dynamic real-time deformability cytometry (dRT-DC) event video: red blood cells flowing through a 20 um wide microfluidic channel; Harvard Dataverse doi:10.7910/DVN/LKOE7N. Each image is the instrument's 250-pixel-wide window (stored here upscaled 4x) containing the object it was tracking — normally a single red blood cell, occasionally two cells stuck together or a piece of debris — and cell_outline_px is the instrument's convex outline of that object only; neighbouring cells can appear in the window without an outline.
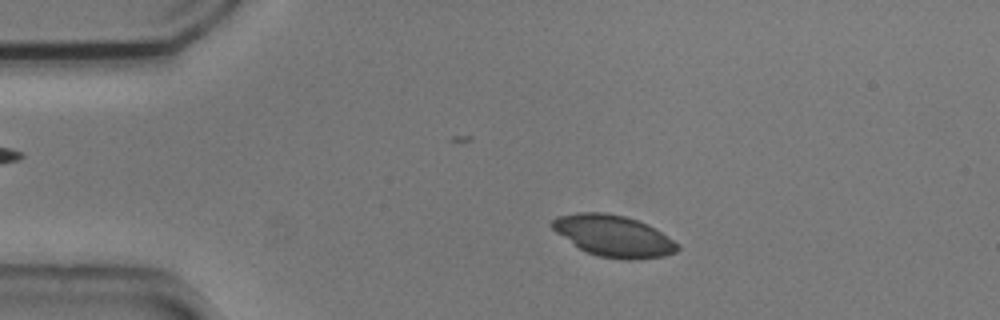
{"species": "common noctule bat (a hibernating species)", "species_latin": "Nyctalus noctula", "temperature_condition": "cold", "stored_images_in_passage": 5, "camera_frame_rate_fps": 3000, "um_per_image_px": 0.085, "animal": {"sex": "male", "body_mass_g": 20.5, "forearm_length_mm": 52.5}, "frame": {"image": 1, "passage_image": 2, "time_ms": 0.333, "image_size_px": [1000, 320], "cell_outline_px": [[680, 248], [676, 252], [664, 256], [636, 260], [624, 260], [600, 256], [588, 252], [580, 248], [556, 232], [548, 224], [556, 216], [576, 212], [604, 212], [624, 216], [648, 224], [656, 228], [680, 244]], "centroid_in_image_um": [52.17, 20.05], "position_along_channel_um": 32.8, "area_um2": 30.4}}